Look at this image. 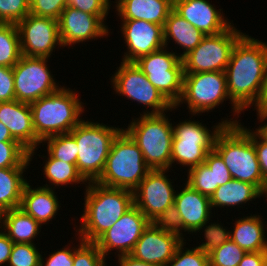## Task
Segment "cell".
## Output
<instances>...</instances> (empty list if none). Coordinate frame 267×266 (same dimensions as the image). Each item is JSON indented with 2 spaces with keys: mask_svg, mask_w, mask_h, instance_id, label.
Wrapping results in <instances>:
<instances>
[{
  "mask_svg": "<svg viewBox=\"0 0 267 266\" xmlns=\"http://www.w3.org/2000/svg\"><path fill=\"white\" fill-rule=\"evenodd\" d=\"M225 74L231 101L242 112L256 108L265 86L267 43L245 33L233 47Z\"/></svg>",
  "mask_w": 267,
  "mask_h": 266,
  "instance_id": "obj_1",
  "label": "cell"
},
{
  "mask_svg": "<svg viewBox=\"0 0 267 266\" xmlns=\"http://www.w3.org/2000/svg\"><path fill=\"white\" fill-rule=\"evenodd\" d=\"M84 184L85 204L80 218L82 222L76 232L83 241L95 242L134 205V192L97 182Z\"/></svg>",
  "mask_w": 267,
  "mask_h": 266,
  "instance_id": "obj_2",
  "label": "cell"
},
{
  "mask_svg": "<svg viewBox=\"0 0 267 266\" xmlns=\"http://www.w3.org/2000/svg\"><path fill=\"white\" fill-rule=\"evenodd\" d=\"M83 104L75 90L61 85L57 91L31 102L36 136L42 141L49 136L69 133L83 120Z\"/></svg>",
  "mask_w": 267,
  "mask_h": 266,
  "instance_id": "obj_3",
  "label": "cell"
},
{
  "mask_svg": "<svg viewBox=\"0 0 267 266\" xmlns=\"http://www.w3.org/2000/svg\"><path fill=\"white\" fill-rule=\"evenodd\" d=\"M214 150L223 159L233 179L251 183L261 191L264 178L250 129L241 122L225 125L216 136Z\"/></svg>",
  "mask_w": 267,
  "mask_h": 266,
  "instance_id": "obj_4",
  "label": "cell"
},
{
  "mask_svg": "<svg viewBox=\"0 0 267 266\" xmlns=\"http://www.w3.org/2000/svg\"><path fill=\"white\" fill-rule=\"evenodd\" d=\"M137 119V120H136ZM123 129L139 146L151 170L171 169L173 126L163 114H140Z\"/></svg>",
  "mask_w": 267,
  "mask_h": 266,
  "instance_id": "obj_5",
  "label": "cell"
},
{
  "mask_svg": "<svg viewBox=\"0 0 267 266\" xmlns=\"http://www.w3.org/2000/svg\"><path fill=\"white\" fill-rule=\"evenodd\" d=\"M151 169L133 139L122 130L112 143L100 177V185L134 191Z\"/></svg>",
  "mask_w": 267,
  "mask_h": 266,
  "instance_id": "obj_6",
  "label": "cell"
},
{
  "mask_svg": "<svg viewBox=\"0 0 267 266\" xmlns=\"http://www.w3.org/2000/svg\"><path fill=\"white\" fill-rule=\"evenodd\" d=\"M123 130L82 120L69 133L78 145L76 168L83 179L95 182L101 175L114 138Z\"/></svg>",
  "mask_w": 267,
  "mask_h": 266,
  "instance_id": "obj_7",
  "label": "cell"
},
{
  "mask_svg": "<svg viewBox=\"0 0 267 266\" xmlns=\"http://www.w3.org/2000/svg\"><path fill=\"white\" fill-rule=\"evenodd\" d=\"M179 122L173 126L171 167L173 163H177L182 167H188V170L204 163L207 153L214 149L216 136L225 125L239 124V120L235 118H225L212 126L211 131L200 121L185 119Z\"/></svg>",
  "mask_w": 267,
  "mask_h": 266,
  "instance_id": "obj_8",
  "label": "cell"
},
{
  "mask_svg": "<svg viewBox=\"0 0 267 266\" xmlns=\"http://www.w3.org/2000/svg\"><path fill=\"white\" fill-rule=\"evenodd\" d=\"M224 100H230L233 116L237 115L238 119V114H241L242 111L228 95L225 72L184 73L182 94L174 108L186 103L187 109L189 108L188 112L196 117V114L202 115L201 113L213 111L215 107L223 104Z\"/></svg>",
  "mask_w": 267,
  "mask_h": 266,
  "instance_id": "obj_9",
  "label": "cell"
},
{
  "mask_svg": "<svg viewBox=\"0 0 267 266\" xmlns=\"http://www.w3.org/2000/svg\"><path fill=\"white\" fill-rule=\"evenodd\" d=\"M164 46L136 60V66L160 94L174 107L179 101L182 89L184 68L179 53L170 52Z\"/></svg>",
  "mask_w": 267,
  "mask_h": 266,
  "instance_id": "obj_10",
  "label": "cell"
},
{
  "mask_svg": "<svg viewBox=\"0 0 267 266\" xmlns=\"http://www.w3.org/2000/svg\"><path fill=\"white\" fill-rule=\"evenodd\" d=\"M244 34L231 25L219 34L206 35L195 49L182 58L184 73L225 72L233 47Z\"/></svg>",
  "mask_w": 267,
  "mask_h": 266,
  "instance_id": "obj_11",
  "label": "cell"
},
{
  "mask_svg": "<svg viewBox=\"0 0 267 266\" xmlns=\"http://www.w3.org/2000/svg\"><path fill=\"white\" fill-rule=\"evenodd\" d=\"M168 170H150L134 192V205L151 221L167 222L172 214L176 190L166 176Z\"/></svg>",
  "mask_w": 267,
  "mask_h": 266,
  "instance_id": "obj_12",
  "label": "cell"
},
{
  "mask_svg": "<svg viewBox=\"0 0 267 266\" xmlns=\"http://www.w3.org/2000/svg\"><path fill=\"white\" fill-rule=\"evenodd\" d=\"M115 72L110 78L113 90L118 96H125L145 108L151 107V111L145 110L143 114H163L175 110L135 63L121 61Z\"/></svg>",
  "mask_w": 267,
  "mask_h": 266,
  "instance_id": "obj_13",
  "label": "cell"
},
{
  "mask_svg": "<svg viewBox=\"0 0 267 266\" xmlns=\"http://www.w3.org/2000/svg\"><path fill=\"white\" fill-rule=\"evenodd\" d=\"M49 59L21 56L12 68L16 100L30 104L60 88L47 65Z\"/></svg>",
  "mask_w": 267,
  "mask_h": 266,
  "instance_id": "obj_14",
  "label": "cell"
},
{
  "mask_svg": "<svg viewBox=\"0 0 267 266\" xmlns=\"http://www.w3.org/2000/svg\"><path fill=\"white\" fill-rule=\"evenodd\" d=\"M183 241L184 237L168 223L150 222L129 255L148 264L165 266Z\"/></svg>",
  "mask_w": 267,
  "mask_h": 266,
  "instance_id": "obj_15",
  "label": "cell"
},
{
  "mask_svg": "<svg viewBox=\"0 0 267 266\" xmlns=\"http://www.w3.org/2000/svg\"><path fill=\"white\" fill-rule=\"evenodd\" d=\"M16 26L19 32L21 53L24 56L50 58L58 45L63 47L58 20L29 13Z\"/></svg>",
  "mask_w": 267,
  "mask_h": 266,
  "instance_id": "obj_16",
  "label": "cell"
},
{
  "mask_svg": "<svg viewBox=\"0 0 267 266\" xmlns=\"http://www.w3.org/2000/svg\"><path fill=\"white\" fill-rule=\"evenodd\" d=\"M150 220L133 205L118 221L94 243L100 252L107 258L111 251L117 256L129 255Z\"/></svg>",
  "mask_w": 267,
  "mask_h": 266,
  "instance_id": "obj_17",
  "label": "cell"
},
{
  "mask_svg": "<svg viewBox=\"0 0 267 266\" xmlns=\"http://www.w3.org/2000/svg\"><path fill=\"white\" fill-rule=\"evenodd\" d=\"M211 210L210 198L186 183L181 191L177 189L173 211L166 223L183 237L181 232L196 233L199 227L208 222L212 217Z\"/></svg>",
  "mask_w": 267,
  "mask_h": 266,
  "instance_id": "obj_18",
  "label": "cell"
},
{
  "mask_svg": "<svg viewBox=\"0 0 267 266\" xmlns=\"http://www.w3.org/2000/svg\"><path fill=\"white\" fill-rule=\"evenodd\" d=\"M107 15H93L67 6L58 19L63 48L109 35Z\"/></svg>",
  "mask_w": 267,
  "mask_h": 266,
  "instance_id": "obj_19",
  "label": "cell"
},
{
  "mask_svg": "<svg viewBox=\"0 0 267 266\" xmlns=\"http://www.w3.org/2000/svg\"><path fill=\"white\" fill-rule=\"evenodd\" d=\"M122 36L126 44L123 62L139 58L164 47L163 26L144 20H122Z\"/></svg>",
  "mask_w": 267,
  "mask_h": 266,
  "instance_id": "obj_20",
  "label": "cell"
},
{
  "mask_svg": "<svg viewBox=\"0 0 267 266\" xmlns=\"http://www.w3.org/2000/svg\"><path fill=\"white\" fill-rule=\"evenodd\" d=\"M0 122L9 129L12 137L29 151L32 161L41 140L33 128L30 104L16 99L0 102Z\"/></svg>",
  "mask_w": 267,
  "mask_h": 266,
  "instance_id": "obj_21",
  "label": "cell"
},
{
  "mask_svg": "<svg viewBox=\"0 0 267 266\" xmlns=\"http://www.w3.org/2000/svg\"><path fill=\"white\" fill-rule=\"evenodd\" d=\"M173 10L205 35L219 34L232 25L209 0H173Z\"/></svg>",
  "mask_w": 267,
  "mask_h": 266,
  "instance_id": "obj_22",
  "label": "cell"
},
{
  "mask_svg": "<svg viewBox=\"0 0 267 266\" xmlns=\"http://www.w3.org/2000/svg\"><path fill=\"white\" fill-rule=\"evenodd\" d=\"M50 186L44 184L32 189L29 182H27L22 193L19 208L35 219L41 226L47 224L50 220L52 221L61 207L59 205L61 203L56 196L57 193Z\"/></svg>",
  "mask_w": 267,
  "mask_h": 266,
  "instance_id": "obj_23",
  "label": "cell"
},
{
  "mask_svg": "<svg viewBox=\"0 0 267 266\" xmlns=\"http://www.w3.org/2000/svg\"><path fill=\"white\" fill-rule=\"evenodd\" d=\"M121 20H144L164 26L173 10V0H115Z\"/></svg>",
  "mask_w": 267,
  "mask_h": 266,
  "instance_id": "obj_24",
  "label": "cell"
},
{
  "mask_svg": "<svg viewBox=\"0 0 267 266\" xmlns=\"http://www.w3.org/2000/svg\"><path fill=\"white\" fill-rule=\"evenodd\" d=\"M262 220L264 219L257 214L236 220L233 230L230 231V239L246 253L267 251L265 223Z\"/></svg>",
  "mask_w": 267,
  "mask_h": 266,
  "instance_id": "obj_25",
  "label": "cell"
},
{
  "mask_svg": "<svg viewBox=\"0 0 267 266\" xmlns=\"http://www.w3.org/2000/svg\"><path fill=\"white\" fill-rule=\"evenodd\" d=\"M205 36L174 10L169 13L163 26L164 45L167 47L170 40H173L179 49L182 47L183 52L178 54L181 59L195 49Z\"/></svg>",
  "mask_w": 267,
  "mask_h": 266,
  "instance_id": "obj_26",
  "label": "cell"
},
{
  "mask_svg": "<svg viewBox=\"0 0 267 266\" xmlns=\"http://www.w3.org/2000/svg\"><path fill=\"white\" fill-rule=\"evenodd\" d=\"M0 229L13 243L34 244L41 225L22 209L16 208L1 213Z\"/></svg>",
  "mask_w": 267,
  "mask_h": 266,
  "instance_id": "obj_27",
  "label": "cell"
},
{
  "mask_svg": "<svg viewBox=\"0 0 267 266\" xmlns=\"http://www.w3.org/2000/svg\"><path fill=\"white\" fill-rule=\"evenodd\" d=\"M261 197V191L253 184L232 179L225 185L219 186L210 197L211 207L224 208L234 206L242 207V204L248 203ZM239 205V206H238Z\"/></svg>",
  "mask_w": 267,
  "mask_h": 266,
  "instance_id": "obj_28",
  "label": "cell"
},
{
  "mask_svg": "<svg viewBox=\"0 0 267 266\" xmlns=\"http://www.w3.org/2000/svg\"><path fill=\"white\" fill-rule=\"evenodd\" d=\"M27 168H0V213L20 207L22 193L28 182L23 174Z\"/></svg>",
  "mask_w": 267,
  "mask_h": 266,
  "instance_id": "obj_29",
  "label": "cell"
},
{
  "mask_svg": "<svg viewBox=\"0 0 267 266\" xmlns=\"http://www.w3.org/2000/svg\"><path fill=\"white\" fill-rule=\"evenodd\" d=\"M186 183L201 194L211 197L219 187L215 177V150L207 153L204 163L187 170Z\"/></svg>",
  "mask_w": 267,
  "mask_h": 266,
  "instance_id": "obj_30",
  "label": "cell"
},
{
  "mask_svg": "<svg viewBox=\"0 0 267 266\" xmlns=\"http://www.w3.org/2000/svg\"><path fill=\"white\" fill-rule=\"evenodd\" d=\"M45 165L43 166V172L51 183L53 189L58 186L71 185V184H82L86 182L83 177L79 174L76 164L66 163L58 159L52 158L49 154ZM77 183V184H76Z\"/></svg>",
  "mask_w": 267,
  "mask_h": 266,
  "instance_id": "obj_31",
  "label": "cell"
},
{
  "mask_svg": "<svg viewBox=\"0 0 267 266\" xmlns=\"http://www.w3.org/2000/svg\"><path fill=\"white\" fill-rule=\"evenodd\" d=\"M22 56L16 24L0 23V66L14 67Z\"/></svg>",
  "mask_w": 267,
  "mask_h": 266,
  "instance_id": "obj_32",
  "label": "cell"
},
{
  "mask_svg": "<svg viewBox=\"0 0 267 266\" xmlns=\"http://www.w3.org/2000/svg\"><path fill=\"white\" fill-rule=\"evenodd\" d=\"M47 143V153L60 161L76 164L77 148L75 138L70 133L49 136L41 141Z\"/></svg>",
  "mask_w": 267,
  "mask_h": 266,
  "instance_id": "obj_33",
  "label": "cell"
},
{
  "mask_svg": "<svg viewBox=\"0 0 267 266\" xmlns=\"http://www.w3.org/2000/svg\"><path fill=\"white\" fill-rule=\"evenodd\" d=\"M29 151L18 141L0 142V168L28 167Z\"/></svg>",
  "mask_w": 267,
  "mask_h": 266,
  "instance_id": "obj_34",
  "label": "cell"
},
{
  "mask_svg": "<svg viewBox=\"0 0 267 266\" xmlns=\"http://www.w3.org/2000/svg\"><path fill=\"white\" fill-rule=\"evenodd\" d=\"M79 244L74 247L73 266H107L106 258L94 242L83 241L77 237Z\"/></svg>",
  "mask_w": 267,
  "mask_h": 266,
  "instance_id": "obj_35",
  "label": "cell"
},
{
  "mask_svg": "<svg viewBox=\"0 0 267 266\" xmlns=\"http://www.w3.org/2000/svg\"><path fill=\"white\" fill-rule=\"evenodd\" d=\"M246 252L229 239L208 254L209 262L216 266H238Z\"/></svg>",
  "mask_w": 267,
  "mask_h": 266,
  "instance_id": "obj_36",
  "label": "cell"
},
{
  "mask_svg": "<svg viewBox=\"0 0 267 266\" xmlns=\"http://www.w3.org/2000/svg\"><path fill=\"white\" fill-rule=\"evenodd\" d=\"M209 222L210 221L208 220V222L204 223L197 230L198 232L202 229L204 230L205 242H202V244H199V246L196 247L202 250V252L205 254H210L212 251L230 239V231L227 230V228L225 229L219 223ZM207 223H209L208 226Z\"/></svg>",
  "mask_w": 267,
  "mask_h": 266,
  "instance_id": "obj_37",
  "label": "cell"
},
{
  "mask_svg": "<svg viewBox=\"0 0 267 266\" xmlns=\"http://www.w3.org/2000/svg\"><path fill=\"white\" fill-rule=\"evenodd\" d=\"M41 256L36 244L14 243L7 266H40Z\"/></svg>",
  "mask_w": 267,
  "mask_h": 266,
  "instance_id": "obj_38",
  "label": "cell"
},
{
  "mask_svg": "<svg viewBox=\"0 0 267 266\" xmlns=\"http://www.w3.org/2000/svg\"><path fill=\"white\" fill-rule=\"evenodd\" d=\"M185 244L186 242L183 241L177 247L174 257L165 266H206L208 264V254L197 247L186 248Z\"/></svg>",
  "mask_w": 267,
  "mask_h": 266,
  "instance_id": "obj_39",
  "label": "cell"
},
{
  "mask_svg": "<svg viewBox=\"0 0 267 266\" xmlns=\"http://www.w3.org/2000/svg\"><path fill=\"white\" fill-rule=\"evenodd\" d=\"M29 13V0H0V23L17 24Z\"/></svg>",
  "mask_w": 267,
  "mask_h": 266,
  "instance_id": "obj_40",
  "label": "cell"
},
{
  "mask_svg": "<svg viewBox=\"0 0 267 266\" xmlns=\"http://www.w3.org/2000/svg\"><path fill=\"white\" fill-rule=\"evenodd\" d=\"M67 7V0H34L30 4V13L39 17L58 20Z\"/></svg>",
  "mask_w": 267,
  "mask_h": 266,
  "instance_id": "obj_41",
  "label": "cell"
},
{
  "mask_svg": "<svg viewBox=\"0 0 267 266\" xmlns=\"http://www.w3.org/2000/svg\"><path fill=\"white\" fill-rule=\"evenodd\" d=\"M110 0H67V6L93 15H108Z\"/></svg>",
  "mask_w": 267,
  "mask_h": 266,
  "instance_id": "obj_42",
  "label": "cell"
},
{
  "mask_svg": "<svg viewBox=\"0 0 267 266\" xmlns=\"http://www.w3.org/2000/svg\"><path fill=\"white\" fill-rule=\"evenodd\" d=\"M12 67L0 66V102L15 100Z\"/></svg>",
  "mask_w": 267,
  "mask_h": 266,
  "instance_id": "obj_43",
  "label": "cell"
},
{
  "mask_svg": "<svg viewBox=\"0 0 267 266\" xmlns=\"http://www.w3.org/2000/svg\"><path fill=\"white\" fill-rule=\"evenodd\" d=\"M65 246L66 248L52 252L46 260L41 256L40 266H73L74 247Z\"/></svg>",
  "mask_w": 267,
  "mask_h": 266,
  "instance_id": "obj_44",
  "label": "cell"
},
{
  "mask_svg": "<svg viewBox=\"0 0 267 266\" xmlns=\"http://www.w3.org/2000/svg\"><path fill=\"white\" fill-rule=\"evenodd\" d=\"M251 140L253 142L257 159L260 165L263 178L267 176V142L260 139L252 130H251Z\"/></svg>",
  "mask_w": 267,
  "mask_h": 266,
  "instance_id": "obj_45",
  "label": "cell"
},
{
  "mask_svg": "<svg viewBox=\"0 0 267 266\" xmlns=\"http://www.w3.org/2000/svg\"><path fill=\"white\" fill-rule=\"evenodd\" d=\"M215 177H216V184H218V186L225 185L227 182L233 179L227 166L224 164L223 159L216 151H215Z\"/></svg>",
  "mask_w": 267,
  "mask_h": 266,
  "instance_id": "obj_46",
  "label": "cell"
},
{
  "mask_svg": "<svg viewBox=\"0 0 267 266\" xmlns=\"http://www.w3.org/2000/svg\"><path fill=\"white\" fill-rule=\"evenodd\" d=\"M238 266H267V251L246 253Z\"/></svg>",
  "mask_w": 267,
  "mask_h": 266,
  "instance_id": "obj_47",
  "label": "cell"
},
{
  "mask_svg": "<svg viewBox=\"0 0 267 266\" xmlns=\"http://www.w3.org/2000/svg\"><path fill=\"white\" fill-rule=\"evenodd\" d=\"M13 244L9 237L0 229V266L4 265V263L7 265Z\"/></svg>",
  "mask_w": 267,
  "mask_h": 266,
  "instance_id": "obj_48",
  "label": "cell"
},
{
  "mask_svg": "<svg viewBox=\"0 0 267 266\" xmlns=\"http://www.w3.org/2000/svg\"><path fill=\"white\" fill-rule=\"evenodd\" d=\"M257 112V119L262 123L263 121H267V110L255 109ZM264 125V126H262ZM259 125L258 128L252 130L260 139L267 142V123Z\"/></svg>",
  "mask_w": 267,
  "mask_h": 266,
  "instance_id": "obj_49",
  "label": "cell"
},
{
  "mask_svg": "<svg viewBox=\"0 0 267 266\" xmlns=\"http://www.w3.org/2000/svg\"><path fill=\"white\" fill-rule=\"evenodd\" d=\"M118 264L119 266H155L152 264L145 263L143 261H139L135 258H133L130 255H121L118 256Z\"/></svg>",
  "mask_w": 267,
  "mask_h": 266,
  "instance_id": "obj_50",
  "label": "cell"
},
{
  "mask_svg": "<svg viewBox=\"0 0 267 266\" xmlns=\"http://www.w3.org/2000/svg\"><path fill=\"white\" fill-rule=\"evenodd\" d=\"M2 141H16V140L12 137L9 129L2 122H0V142Z\"/></svg>",
  "mask_w": 267,
  "mask_h": 266,
  "instance_id": "obj_51",
  "label": "cell"
},
{
  "mask_svg": "<svg viewBox=\"0 0 267 266\" xmlns=\"http://www.w3.org/2000/svg\"><path fill=\"white\" fill-rule=\"evenodd\" d=\"M254 109L267 110V74H266L265 86H264V91H263L262 97H261L257 107Z\"/></svg>",
  "mask_w": 267,
  "mask_h": 266,
  "instance_id": "obj_52",
  "label": "cell"
},
{
  "mask_svg": "<svg viewBox=\"0 0 267 266\" xmlns=\"http://www.w3.org/2000/svg\"><path fill=\"white\" fill-rule=\"evenodd\" d=\"M265 195L264 197L267 198V176L264 178V183L261 189V196Z\"/></svg>",
  "mask_w": 267,
  "mask_h": 266,
  "instance_id": "obj_53",
  "label": "cell"
},
{
  "mask_svg": "<svg viewBox=\"0 0 267 266\" xmlns=\"http://www.w3.org/2000/svg\"><path fill=\"white\" fill-rule=\"evenodd\" d=\"M206 266H216V265H214V264L208 262V264H207Z\"/></svg>",
  "mask_w": 267,
  "mask_h": 266,
  "instance_id": "obj_54",
  "label": "cell"
}]
</instances>
